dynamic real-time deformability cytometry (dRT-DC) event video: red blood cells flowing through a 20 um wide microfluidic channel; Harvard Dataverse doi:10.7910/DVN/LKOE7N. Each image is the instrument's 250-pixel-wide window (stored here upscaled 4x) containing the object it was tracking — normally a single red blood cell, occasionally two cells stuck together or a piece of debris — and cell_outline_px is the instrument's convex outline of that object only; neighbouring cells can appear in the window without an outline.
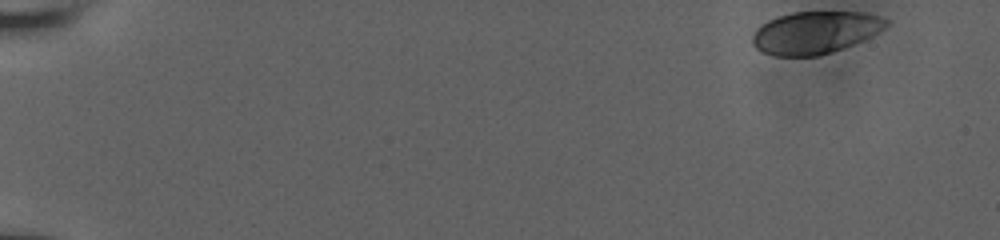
{"species": "human", "species_latin": "Homo sapiens", "temperature_condition": "room temperature", "stored_images_in_passage": 52, "camera_frame_rate_fps": 3000, "um_per_image_px": 0.085, "donor": {"sex": "male"}, "frame": {"image": 1, "passage_image": 1, "time_ms": 0.0, "image_size_px": [1000, 240], "cell_outline_px": [[888, 24], [884, 28], [864, 40], [832, 52], [820, 56], [776, 56], [760, 52], [752, 44], [752, 36], [756, 28], [760, 24], [776, 16], [792, 12], [864, 12], [880, 16], [888, 20]], "centroid_in_image_um": [69.25, 2.76], "position_along_channel_um": 15.7, "area_um2": 33.29}}
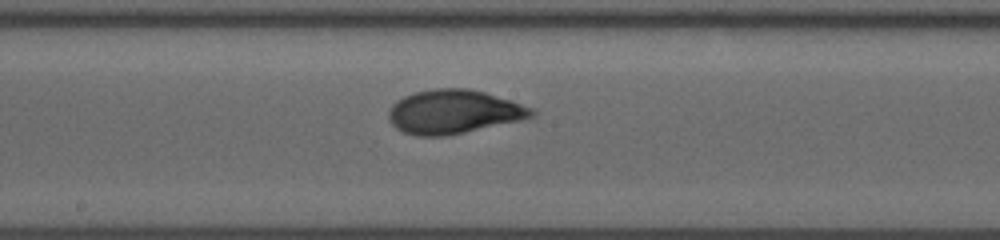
{"frame": {"image": 2, "passage_image": 29, "time_ms": 9.333, "image_size_px": [1000, 240], "cell_outline_px": [[536, 112], [532, 116], [520, 120], [464, 132], [444, 136], [416, 136], [404, 132], [396, 128], [388, 120], [388, 112], [392, 104], [396, 100], [404, 96], [416, 92], [436, 88], [468, 88], [484, 92], [536, 108]], "centroid_in_image_um": [38.54, 9.5], "position_along_channel_um": 209.7, "area_um2": 36.47}}
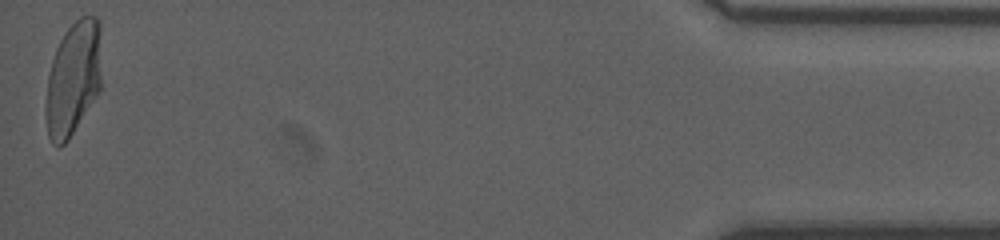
{"frame": {"image": 3, "passage_image": 52, "time_ms": 17.0, "image_size_px": [1000, 240], "cell_outline_px": [[100, 88], [96, 96], [68, 140], [64, 144], [52, 144], [48, 136], [44, 112], [44, 108], [48, 76], [52, 60], [56, 48], [64, 32], [80, 16], [96, 16], [100, 20]], "centroid_in_image_um": [6.2, 6.67], "position_along_channel_um": 429.0, "area_um2": 37.11}, "authors_computed_cell_mechanics": {"area_um2": 35.258, "velocity_mm_per_s": 3.9207, "shape_relaxation_time_tau1_ms": 4.4816, "shape_relaxation_time_tau2_ms": null, "deformation_change_tau1": 0.1657, "deformation_change_tau2": null}}